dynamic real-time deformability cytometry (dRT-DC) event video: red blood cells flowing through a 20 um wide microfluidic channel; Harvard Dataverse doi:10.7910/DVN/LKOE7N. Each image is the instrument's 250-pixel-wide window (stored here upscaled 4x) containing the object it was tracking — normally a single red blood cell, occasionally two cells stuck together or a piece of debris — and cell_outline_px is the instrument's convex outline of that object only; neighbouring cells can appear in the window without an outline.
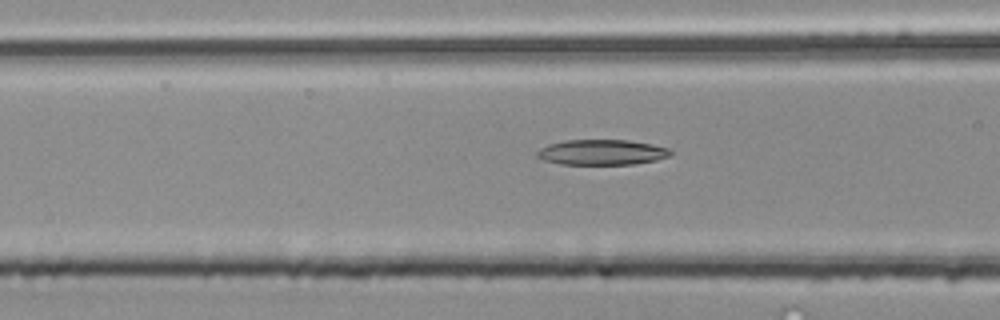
{"species": "common noctule bat (a hibernating species)", "species_latin": "Nyctalus noctula", "temperature_condition": "room temperature", "stored_images_in_passage": 7, "camera_frame_rate_fps": 3000, "um_per_image_px": 0.085, "animal": {"sex": "male", "body_mass_g": 20.4}, "frame": {"image": 1, "passage_image": 5, "time_ms": 1.333, "image_size_px": [1000, 320], "cell_outline_px": [[676, 152], [672, 156], [656, 160], [632, 164], [560, 164], [544, 160], [536, 156], [536, 152], [540, 148], [548, 144], [564, 140], [628, 140], [652, 144], [672, 148]], "centroid_in_image_um": [51.22, 12.94], "position_along_channel_um": 115.4, "area_um2": 20.0}}